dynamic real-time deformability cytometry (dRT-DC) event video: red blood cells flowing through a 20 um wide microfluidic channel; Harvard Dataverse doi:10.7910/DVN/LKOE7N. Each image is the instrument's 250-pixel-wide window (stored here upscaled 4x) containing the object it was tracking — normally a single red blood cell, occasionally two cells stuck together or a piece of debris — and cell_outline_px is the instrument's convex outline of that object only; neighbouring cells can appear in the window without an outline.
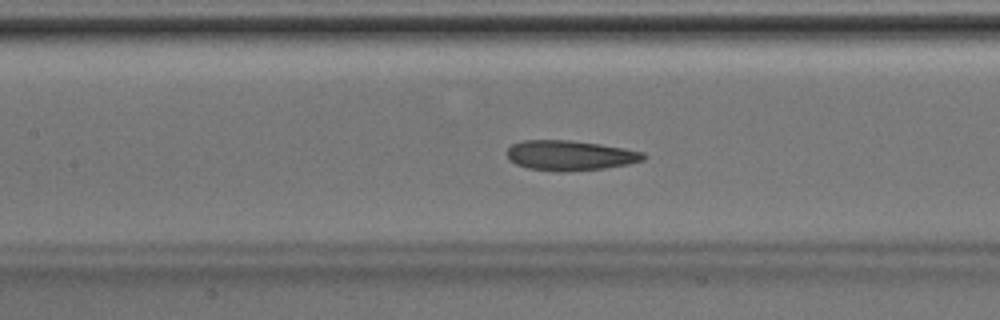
{"species": "Egyptian fruit bat (a non-hibernating species)", "species_latin": "Rousettus aegyptiacus", "temperature_condition": "room temperature", "stored_images_in_passage": 46, "camera_frame_rate_fps": 3000, "um_per_image_px": 0.085, "animal": {"sex": "male"}, "frame": {"image": 1, "passage_image": 20, "time_ms": 6.333, "image_size_px": [1000, 320], "cell_outline_px": [[648, 156], [644, 160], [628, 164], [604, 168], [568, 172], [556, 172], [528, 168], [516, 164], [508, 160], [508, 148], [512, 144], [524, 140], [568, 140], [600, 144], [624, 148], [644, 152]], "centroid_in_image_um": [48.47, 13.22], "position_along_channel_um": 158.9, "area_um2": 24.04}}